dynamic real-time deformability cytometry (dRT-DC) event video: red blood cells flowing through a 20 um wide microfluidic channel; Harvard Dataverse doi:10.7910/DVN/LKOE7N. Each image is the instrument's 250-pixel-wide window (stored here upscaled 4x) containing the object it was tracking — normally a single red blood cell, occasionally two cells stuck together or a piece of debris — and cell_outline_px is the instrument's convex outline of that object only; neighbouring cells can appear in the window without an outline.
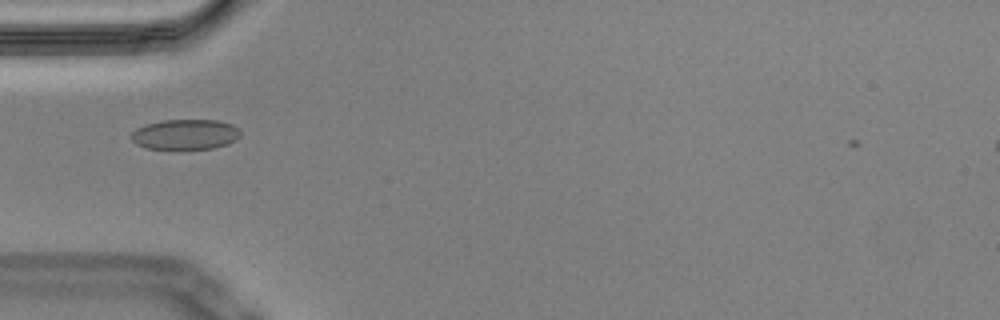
{"species": "Egyptian fruit bat (a non-hibernating species)", "species_latin": "Rousettus aegyptiacus", "temperature_condition": "cold", "stored_images_in_passage": 39, "camera_frame_rate_fps": 3000, "um_per_image_px": 0.085, "animal": {"sex": "male"}, "frame": {"image": 1, "passage_image": 1, "time_ms": 0.0, "image_size_px": [1000, 320], "cell_outline_px": [[240, 136], [236, 140], [228, 144], [212, 148], [144, 148], [136, 144], [132, 140], [132, 132], [136, 128], [144, 124], [160, 120], [220, 120], [232, 124], [240, 128]], "centroid_in_image_um": [15.76, 11.4], "position_along_channel_um": 69.2, "area_um2": 19.31}}
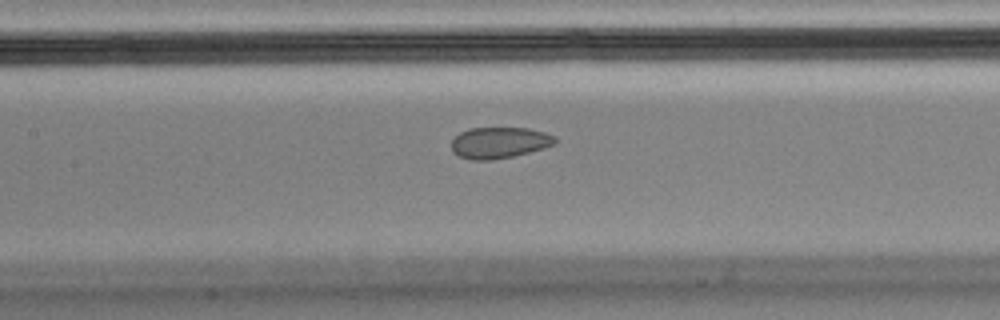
{"frame": {"image": 2, "passage_image": 9, "time_ms": 2.667, "image_size_px": [1000, 320], "cell_outline_px": [[556, 144], [544, 148], [512, 156], [492, 160], [472, 160], [460, 156], [452, 152], [452, 140], [460, 132], [468, 128], [528, 128], [544, 132], [556, 136]], "centroid_in_image_um": [42.45, 12.12], "position_along_channel_um": 165.0, "area_um2": 18.84}}
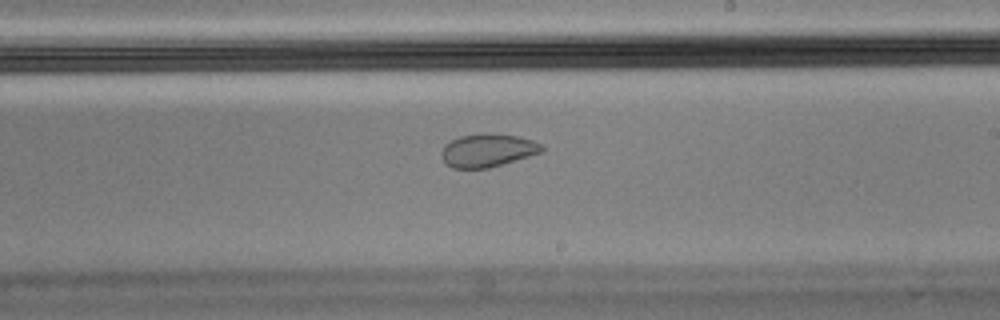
{"frame": {"image": 3, "passage_image": 16, "time_ms": 5.0, "image_size_px": [1000, 320], "cell_outline_px": [[544, 152], [488, 168], [452, 168], [444, 164], [440, 156], [440, 152], [444, 144], [460, 136], [484, 132], [516, 136], [532, 140], [544, 144]], "centroid_in_image_um": [41.43, 12.78], "position_along_channel_um": 247.6, "area_um2": 19.71}}